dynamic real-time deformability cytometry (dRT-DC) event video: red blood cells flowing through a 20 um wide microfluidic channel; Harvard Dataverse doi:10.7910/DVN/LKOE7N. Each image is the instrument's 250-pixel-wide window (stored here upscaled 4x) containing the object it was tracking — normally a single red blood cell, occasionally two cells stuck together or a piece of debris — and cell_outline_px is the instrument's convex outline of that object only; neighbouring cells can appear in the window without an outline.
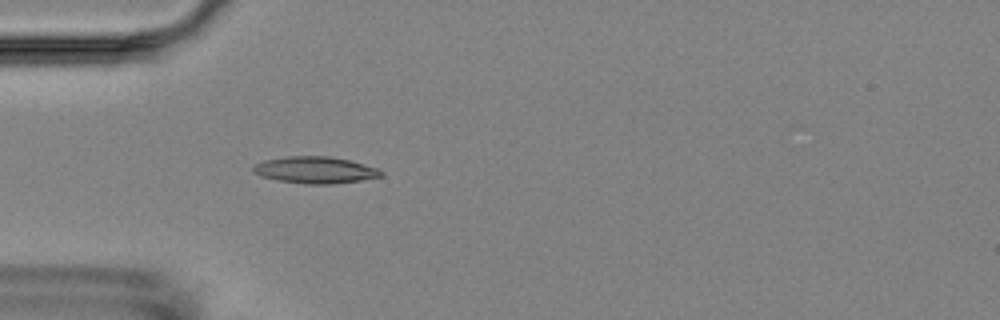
{"species": "Egyptian fruit bat (a non-hibernating species)", "species_latin": "Rousettus aegyptiacus", "temperature_condition": "room temperature", "stored_images_in_passage": 3, "camera_frame_rate_fps": 3000, "um_per_image_px": 0.085, "animal": {"sex": "female"}, "frame": {"image": 1, "passage_image": 3, "time_ms": 2.333, "image_size_px": [1000, 320], "cell_outline_px": [[384, 176], [360, 180], [332, 184], [304, 184], [276, 180], [260, 176], [252, 172], [252, 168], [256, 164], [264, 160], [288, 156], [328, 156], [348, 160], [376, 168], [384, 172]], "centroid_in_image_um": [26.76, 14.46], "position_along_channel_um": 58.2, "area_um2": 19.88}}